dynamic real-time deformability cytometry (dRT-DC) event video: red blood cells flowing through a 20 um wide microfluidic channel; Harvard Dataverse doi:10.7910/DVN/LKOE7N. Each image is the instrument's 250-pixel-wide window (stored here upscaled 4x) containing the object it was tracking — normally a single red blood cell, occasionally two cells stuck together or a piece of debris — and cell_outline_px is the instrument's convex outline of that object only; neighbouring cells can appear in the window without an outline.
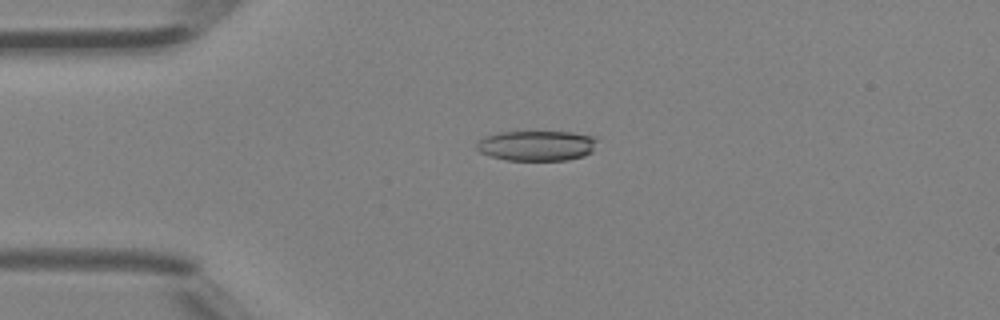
{"species": "Egyptian fruit bat (a non-hibernating species)", "species_latin": "Rousettus aegyptiacus", "temperature_condition": "room temperature", "stored_images_in_passage": 6, "camera_frame_rate_fps": 3000, "um_per_image_px": 0.085, "animal": {"sex": "female"}, "frame": {"image": 1, "passage_image": 3, "time_ms": 0.667, "image_size_px": [1000, 320], "cell_outline_px": [[596, 140], [592, 152], [584, 156], [568, 160], [504, 160], [480, 152], [476, 148], [476, 144], [484, 136], [496, 132], [572, 132], [596, 136]], "centroid_in_image_um": [45.62, 12.38], "position_along_channel_um": 39.4, "area_um2": 21.33}}
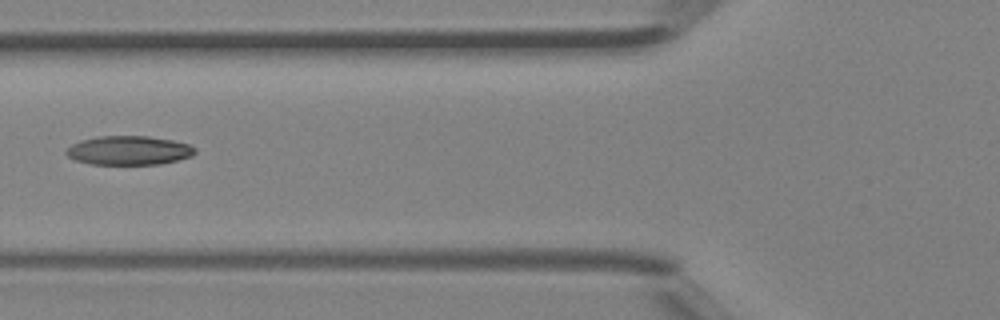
{"frame": {"image": 2, "passage_image": 5, "time_ms": 1.333, "image_size_px": [1000, 320], "cell_outline_px": [[196, 152], [192, 156], [160, 164], [92, 164], [76, 160], [68, 156], [64, 152], [72, 144], [80, 140], [96, 136], [148, 136], [172, 140], [188, 144], [196, 148]], "centroid_in_image_um": [10.95, 12.78], "position_along_channel_um": 114.9, "area_um2": 21.73}}
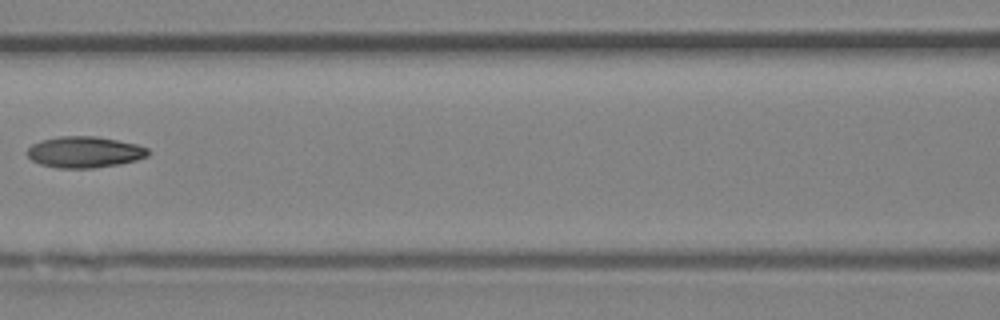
{"frame": {"image": 3, "passage_image": 6, "time_ms": 1.667, "image_size_px": [1000, 320], "cell_outline_px": [[152, 152], [148, 156], [136, 160], [120, 164], [92, 168], [56, 168], [40, 164], [32, 160], [24, 152], [32, 144], [40, 140], [60, 136], [96, 136], [136, 144], [148, 148]], "centroid_in_image_um": [7.17, 12.93], "position_along_channel_um": 159.4, "area_um2": 22.2}}